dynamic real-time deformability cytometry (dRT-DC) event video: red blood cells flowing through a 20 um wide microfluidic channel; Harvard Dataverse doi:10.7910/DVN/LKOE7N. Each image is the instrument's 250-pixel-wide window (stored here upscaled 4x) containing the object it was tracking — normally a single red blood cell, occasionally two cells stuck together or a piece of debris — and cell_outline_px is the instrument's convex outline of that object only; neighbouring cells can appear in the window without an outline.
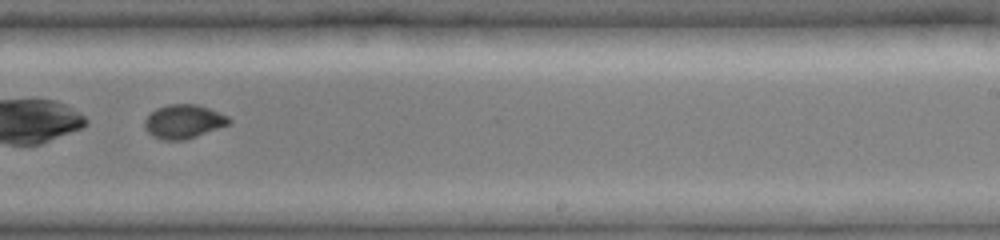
{"species": "common noctule bat (a hibernating species)", "species_latin": "Nyctalus noctula", "temperature_condition": "cold", "stored_images_in_passage": 46, "camera_frame_rate_fps": 3000, "um_per_image_px": 0.085, "animal": {"sex": "female", "body_mass_g": 19.0, "forearm_length_mm": 51.5}, "frame": {"image": 1, "passage_image": 30, "time_ms": 9.667, "image_size_px": [1000, 240], "cell_outline_px": [[232, 120], [228, 124], [196, 136], [184, 140], [160, 140], [152, 136], [144, 128], [144, 120], [156, 108], [168, 104], [196, 104], [208, 108], [228, 116]], "centroid_in_image_um": [15.57, 10.33], "position_along_channel_um": 273.4, "area_um2": 16.53}}
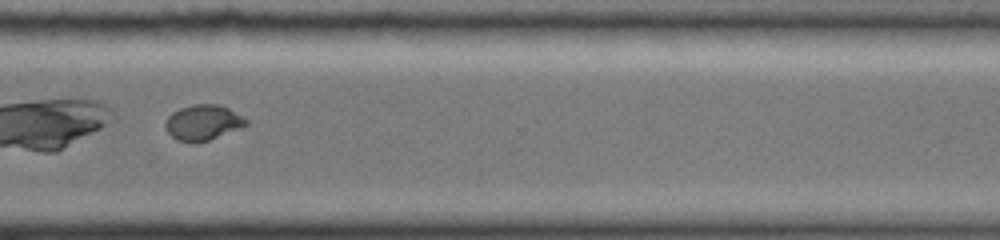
{"frame": {"image": 2, "passage_image": 36, "time_ms": 11.667, "image_size_px": [1000, 240], "cell_outline_px": [[248, 124], [208, 140], [180, 140], [172, 136], [164, 128], [164, 124], [168, 116], [172, 112], [180, 108], [192, 104], [220, 104], [228, 108], [248, 120]], "centroid_in_image_um": [17.23, 10.36], "position_along_channel_um": 353.4, "area_um2": 16.13}, "authors_computed_cell_mechanics": {"area_um2": 18.1781, "velocity_mm_per_s": 3.9624, "shape_relaxation_time_tau1_ms": 10.0006, "shape_relaxation_time_tau2_ms": null, "deformation_change_tau1": 0.2123, "deformation_change_tau2": null}}